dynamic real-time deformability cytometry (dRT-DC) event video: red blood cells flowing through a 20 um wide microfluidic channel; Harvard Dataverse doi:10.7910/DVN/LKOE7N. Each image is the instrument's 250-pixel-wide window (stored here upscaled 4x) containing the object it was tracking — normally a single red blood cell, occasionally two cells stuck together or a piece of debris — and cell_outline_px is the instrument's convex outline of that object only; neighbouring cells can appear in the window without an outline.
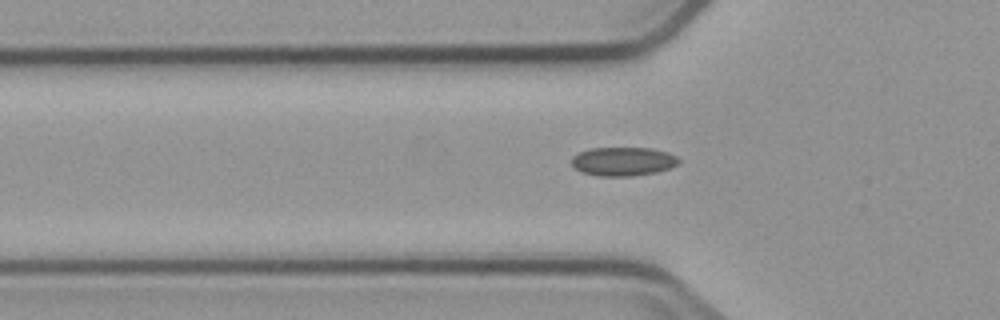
{"species": "common noctule bat (a hibernating species)", "species_latin": "Nyctalus noctula", "temperature_condition": "cold", "stored_images_in_passage": 7, "segment_of_instrument_passage": [2, 2], "camera_frame_rate_fps": 3000, "um_per_image_px": 0.085, "animal": {"sex": "male", "body_mass_g": 23.1, "forearm_length_mm": 52.7}, "frame": {"image": 1, "passage_image": 7, "time_ms": 7.667, "image_size_px": [1000, 320], "cell_outline_px": [[680, 160], [676, 164], [668, 168], [656, 172], [632, 176], [596, 176], [580, 172], [572, 164], [572, 156], [580, 152], [592, 148], [652, 148], [668, 152], [676, 156]], "centroid_in_image_um": [52.94, 13.72], "position_along_channel_um": 72.9, "area_um2": 17.92}}